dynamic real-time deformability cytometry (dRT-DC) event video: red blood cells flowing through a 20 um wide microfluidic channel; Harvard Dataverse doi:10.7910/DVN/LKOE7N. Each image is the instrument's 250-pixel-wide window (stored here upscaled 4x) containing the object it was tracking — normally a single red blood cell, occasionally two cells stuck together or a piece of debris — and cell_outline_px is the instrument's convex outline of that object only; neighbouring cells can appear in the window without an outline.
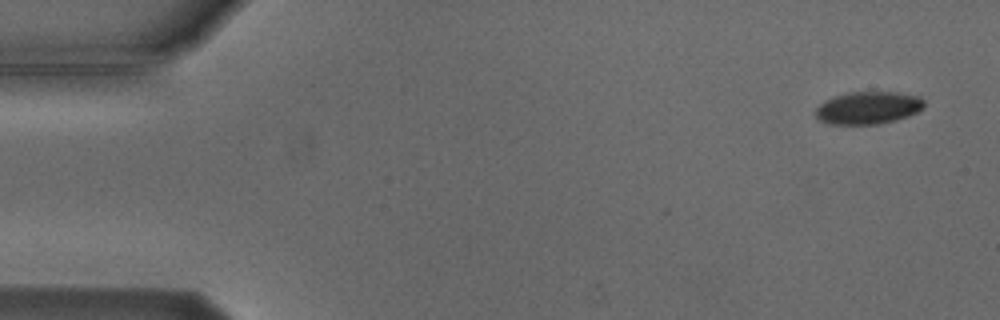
{"species": "Egyptian fruit bat (a non-hibernating species)", "species_latin": "Rousettus aegyptiacus", "temperature_condition": "cold", "stored_images_in_passage": 2, "camera_frame_rate_fps": 3000, "um_per_image_px": 0.085, "animal": {"sex": "male"}, "frame": {"image": 1, "passage_image": 1, "time_ms": 0.0, "image_size_px": [1000, 320], "cell_outline_px": [[924, 108], [908, 116], [896, 120], [876, 124], [828, 124], [820, 120], [812, 112], [824, 100], [848, 92], [896, 92], [916, 96], [924, 100]], "centroid_in_image_um": [73.76, 9.17], "position_along_channel_um": 11.2, "area_um2": 20.58}}